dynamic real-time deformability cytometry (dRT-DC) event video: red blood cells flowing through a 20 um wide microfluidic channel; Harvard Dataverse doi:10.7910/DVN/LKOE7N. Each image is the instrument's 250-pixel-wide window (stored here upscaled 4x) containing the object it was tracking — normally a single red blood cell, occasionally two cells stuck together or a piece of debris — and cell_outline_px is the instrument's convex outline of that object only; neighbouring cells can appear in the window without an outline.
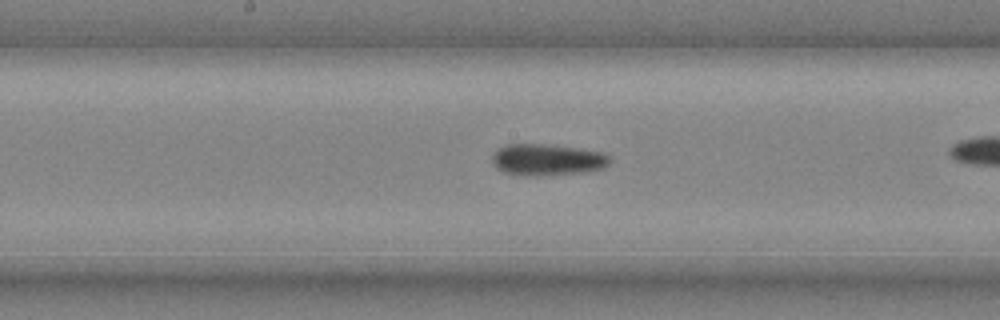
{"species": "common noctule bat (a hibernating species)", "species_latin": "Nyctalus noctula", "temperature_condition": "cold", "stored_images_in_passage": 22, "camera_frame_rate_fps": 3000, "um_per_image_px": 0.085, "animal": {"sex": "male", "body_mass_g": 20.4}, "frame": {"image": 1, "passage_image": 10, "time_ms": 3.0, "image_size_px": [1000, 320], "cell_outline_px": [[612, 160], [604, 168], [576, 172], [504, 172], [496, 168], [492, 164], [492, 156], [500, 148], [508, 144], [544, 144], [576, 148], [604, 152]], "centroid_in_image_um": [46.55, 13.5], "position_along_channel_um": 201.7, "area_um2": 20.17}}
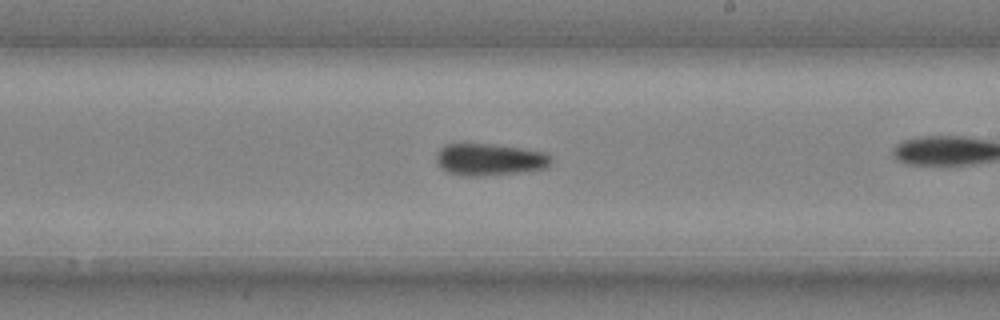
{"frame": {"image": 2, "passage_image": 13, "time_ms": 4.0, "image_size_px": [1000, 320], "cell_outline_px": [[552, 160], [548, 168], [528, 172], [480, 176], [464, 176], [448, 172], [440, 168], [436, 164], [436, 152], [440, 148], [448, 144], [492, 144], [520, 148], [544, 152], [552, 156]], "centroid_in_image_um": [41.63, 13.58], "position_along_channel_um": 247.4, "area_um2": 21.73}}